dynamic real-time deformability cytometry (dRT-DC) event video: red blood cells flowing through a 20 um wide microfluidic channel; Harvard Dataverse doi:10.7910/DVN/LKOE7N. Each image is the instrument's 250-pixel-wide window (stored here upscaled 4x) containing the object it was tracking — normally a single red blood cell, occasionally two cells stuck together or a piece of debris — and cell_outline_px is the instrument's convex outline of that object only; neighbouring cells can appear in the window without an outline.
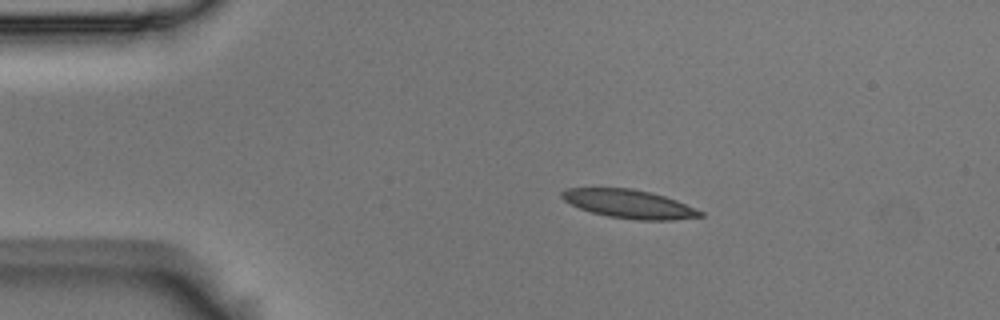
{"species": "Egyptian fruit bat (a non-hibernating species)", "species_latin": "Rousettus aegyptiacus", "temperature_condition": "room temperature", "stored_images_in_passage": 13, "camera_frame_rate_fps": 3000, "um_per_image_px": 0.085, "animal": {"sex": "male"}, "frame": {"image": 1, "passage_image": 3, "time_ms": 0.667, "image_size_px": [1000, 320], "cell_outline_px": [[704, 216], [672, 220], [640, 220], [608, 216], [592, 212], [580, 208], [564, 200], [560, 196], [560, 192], [568, 188], [632, 188], [652, 192], [676, 200], [696, 208], [704, 212]], "centroid_in_image_um": [53.5, 17.33], "position_along_channel_um": 31.5, "area_um2": 22.95}}
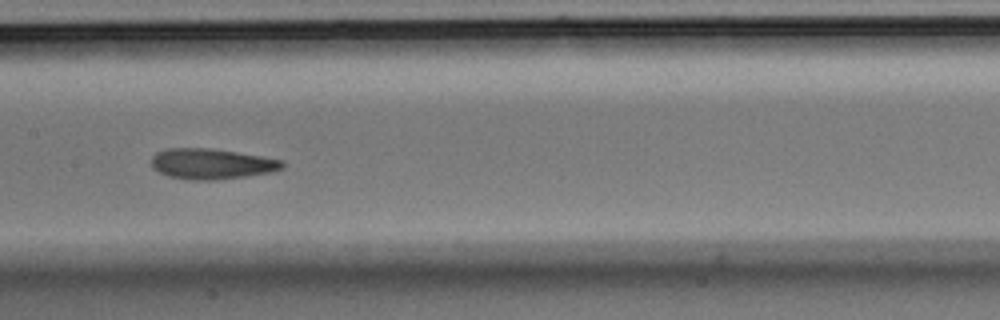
{"frame": {"image": 2, "passage_image": 7, "time_ms": 2.0, "image_size_px": [1000, 320], "cell_outline_px": [[284, 168], [272, 172], [216, 180], [188, 180], [168, 176], [152, 168], [152, 156], [156, 152], [164, 148], [208, 148], [236, 152], [284, 160]], "centroid_in_image_um": [17.96, 13.93], "position_along_channel_um": 189.4, "area_um2": 23.35}}
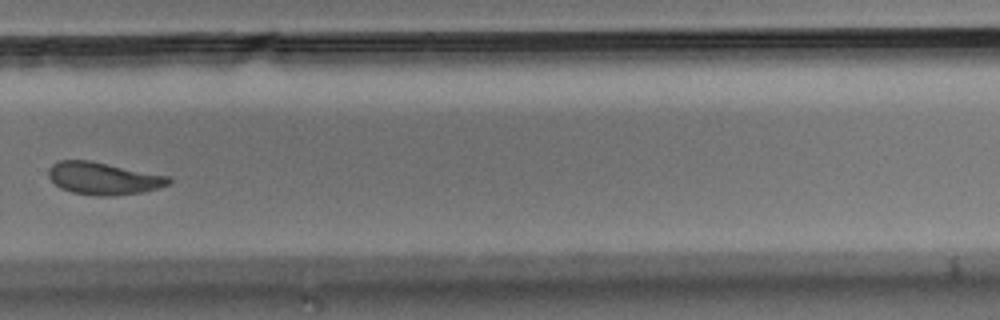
{"frame": {"image": 3, "passage_image": 10, "time_ms": 3.0, "image_size_px": [1000, 320], "cell_outline_px": [[172, 184], [144, 192], [112, 196], [96, 196], [72, 192], [60, 188], [48, 176], [48, 168], [52, 164], [60, 160], [92, 160], [172, 176]], "centroid_in_image_um": [8.85, 15.16], "position_along_channel_um": 320.9, "area_um2": 23.18}}